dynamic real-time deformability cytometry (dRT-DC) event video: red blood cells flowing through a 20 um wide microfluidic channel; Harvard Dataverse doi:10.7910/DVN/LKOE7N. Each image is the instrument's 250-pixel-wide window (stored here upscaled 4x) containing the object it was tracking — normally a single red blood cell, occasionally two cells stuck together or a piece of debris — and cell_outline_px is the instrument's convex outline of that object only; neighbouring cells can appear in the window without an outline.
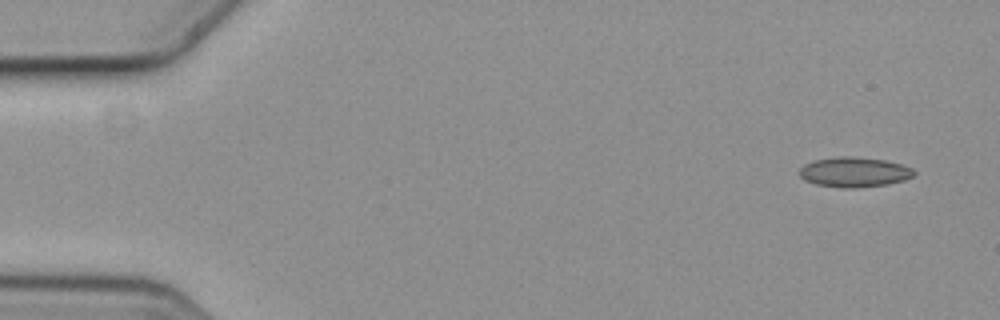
{"species": "common noctule bat (a hibernating species)", "species_latin": "Nyctalus noctula", "temperature_condition": "cold", "stored_images_in_passage": 5, "camera_frame_rate_fps": 3000, "um_per_image_px": 0.085, "animal": {"sex": "female", "body_mass_g": 19.3, "forearm_length_mm": 54.1}, "frame": {"image": 1, "passage_image": 1, "time_ms": 0.0, "image_size_px": [1000, 320], "cell_outline_px": [[916, 172], [912, 176], [904, 180], [888, 184], [856, 188], [844, 188], [816, 184], [804, 180], [800, 176], [800, 168], [804, 164], [812, 160], [836, 156], [852, 156], [884, 160], [900, 164], [912, 168]], "centroid_in_image_um": [72.58, 14.62], "position_along_channel_um": 12.4, "area_um2": 20.06}}
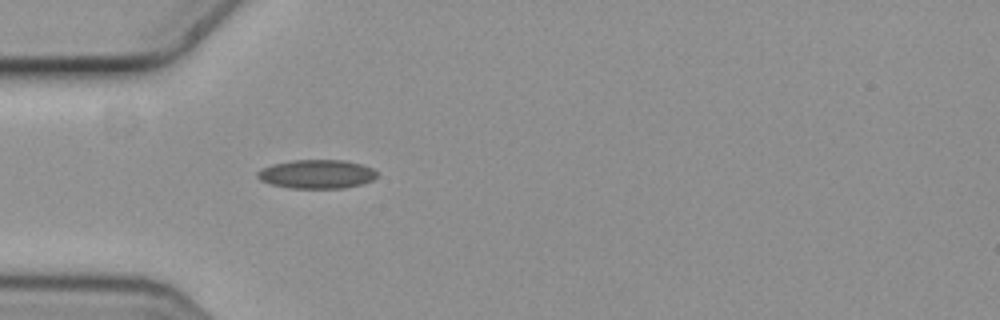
{"frame": {"image": 2, "passage_image": 5, "time_ms": 1.333, "image_size_px": [1000, 320], "cell_outline_px": [[376, 176], [372, 180], [360, 184], [344, 188], [288, 188], [272, 184], [260, 180], [256, 176], [256, 172], [272, 164], [292, 160], [344, 160], [360, 164], [372, 168], [376, 172]], "centroid_in_image_um": [26.89, 14.8], "position_along_channel_um": 58.1, "area_um2": 19.94}}